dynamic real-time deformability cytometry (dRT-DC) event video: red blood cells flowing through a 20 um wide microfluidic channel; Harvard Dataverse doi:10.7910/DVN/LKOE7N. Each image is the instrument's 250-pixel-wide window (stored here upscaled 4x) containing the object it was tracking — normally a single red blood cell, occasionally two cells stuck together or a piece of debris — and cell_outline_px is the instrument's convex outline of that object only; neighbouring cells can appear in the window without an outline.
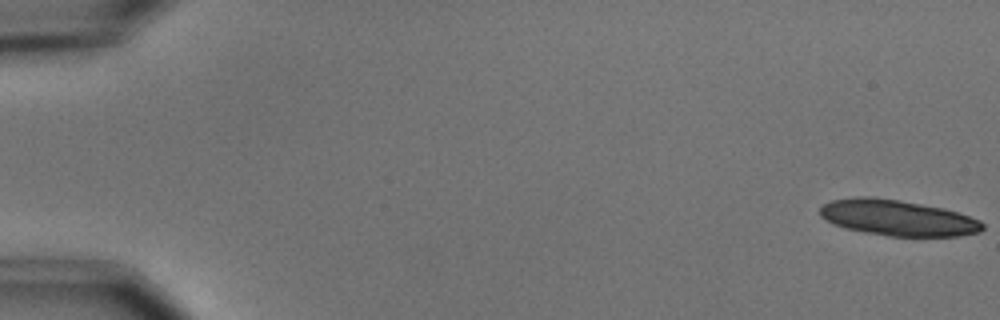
{"species": "common noctule bat (a hibernating species)", "species_latin": "Nyctalus noctula", "temperature_condition": "cold", "stored_images_in_passage": 8, "camera_frame_rate_fps": 3000, "um_per_image_px": 0.085, "animal": {"sex": "male", "body_mass_g": 15.6}, "frame": {"image": 1, "passage_image": 1, "time_ms": 0.0, "image_size_px": [1000, 320], "cell_outline_px": [[984, 228], [980, 232], [956, 236], [888, 236], [864, 232], [844, 228], [820, 216], [820, 208], [824, 204], [832, 200], [860, 196], [872, 196], [944, 208], [980, 220], [984, 224]], "centroid_in_image_um": [76.31, 18.52], "position_along_channel_um": 8.7, "area_um2": 33.64}}
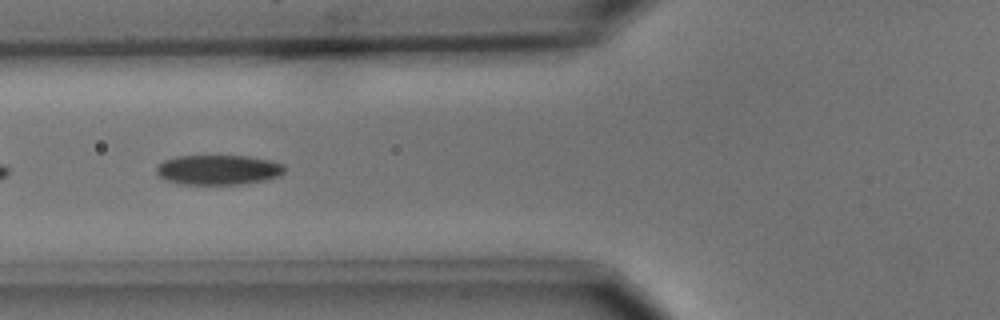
{"frame": {"image": 2, "passage_image": 7, "time_ms": 7.0, "image_size_px": [1000, 320], "cell_outline_px": [[284, 172], [280, 176], [264, 180], [240, 184], [180, 184], [168, 180], [160, 176], [156, 172], [156, 168], [164, 160], [176, 156], [248, 156], [272, 160], [284, 164]], "centroid_in_image_um": [18.59, 14.43], "position_along_channel_um": 107.2, "area_um2": 22.25}}